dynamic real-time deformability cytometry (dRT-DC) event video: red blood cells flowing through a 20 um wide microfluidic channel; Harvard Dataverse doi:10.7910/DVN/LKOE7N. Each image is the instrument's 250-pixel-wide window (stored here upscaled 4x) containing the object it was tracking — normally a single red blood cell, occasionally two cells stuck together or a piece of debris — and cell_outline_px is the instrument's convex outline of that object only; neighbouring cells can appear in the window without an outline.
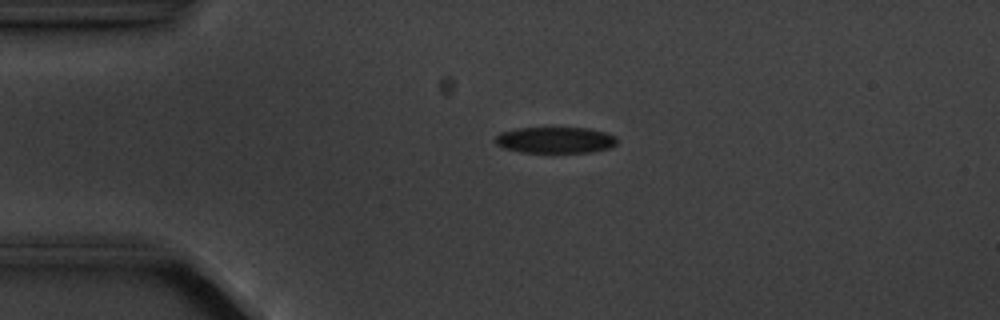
{"species": "common noctule bat (a hibernating species)", "species_latin": "Nyctalus noctula", "temperature_condition": "cold", "stored_images_in_passage": 4, "camera_frame_rate_fps": 3000, "um_per_image_px": 0.085, "animal": {"sex": "male", "body_mass_g": 20.1, "forearm_length_mm": 53.5}, "frame": {"image": 1, "passage_image": 3, "time_ms": 2.667, "image_size_px": [1000, 320], "cell_outline_px": [[616, 144], [608, 148], [592, 152], [520, 152], [504, 148], [496, 144], [496, 136], [500, 132], [516, 128], [588, 128], [604, 132], [616, 136]], "centroid_in_image_um": [47.18, 11.9], "position_along_channel_um": 37.8, "area_um2": 18.5}}